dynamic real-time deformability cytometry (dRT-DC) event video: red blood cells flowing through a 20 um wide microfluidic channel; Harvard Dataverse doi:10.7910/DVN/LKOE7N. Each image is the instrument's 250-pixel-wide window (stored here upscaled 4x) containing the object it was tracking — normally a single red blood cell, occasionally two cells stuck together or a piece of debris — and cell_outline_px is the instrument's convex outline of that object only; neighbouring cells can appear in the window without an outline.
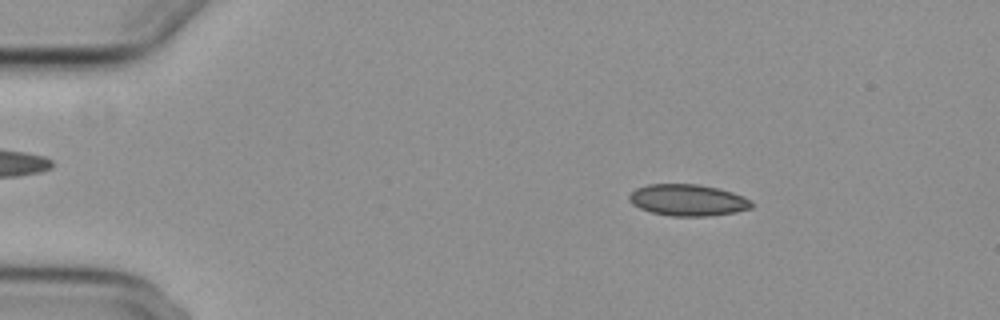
{"species": "common noctule bat (a hibernating species)", "species_latin": "Nyctalus noctula", "temperature_condition": "cold", "stored_images_in_passage": 47, "camera_frame_rate_fps": 3000, "um_per_image_px": 0.085, "animal": {"sex": "female", "body_mass_g": 29.2, "forearm_length_mm": 56.3}, "frame": {"image": 1, "passage_image": 1, "time_ms": 0.0, "image_size_px": [1000, 320], "cell_outline_px": [[756, 204], [752, 208], [736, 212], [708, 216], [672, 216], [652, 212], [640, 208], [632, 204], [628, 200], [628, 196], [636, 188], [648, 184], [700, 184], [720, 188], [744, 196], [752, 200]], "centroid_in_image_um": [58.51, 17.0], "position_along_channel_um": 26.5, "area_um2": 22.77}}
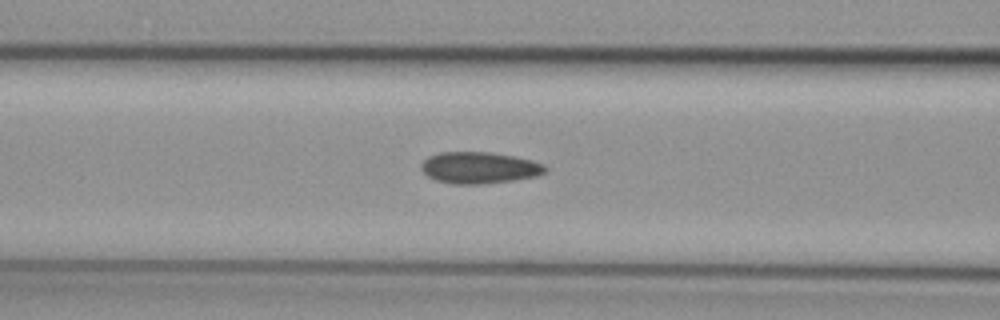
{"frame": {"image": 2, "passage_image": 15, "time_ms": 4.667, "image_size_px": [1000, 320], "cell_outline_px": [[548, 168], [540, 176], [484, 184], [452, 184], [436, 180], [428, 176], [420, 168], [420, 164], [428, 156], [440, 152], [488, 152], [512, 156], [532, 160], [544, 164]], "centroid_in_image_um": [40.74, 14.26], "position_along_channel_um": 125.9, "area_um2": 22.89}}
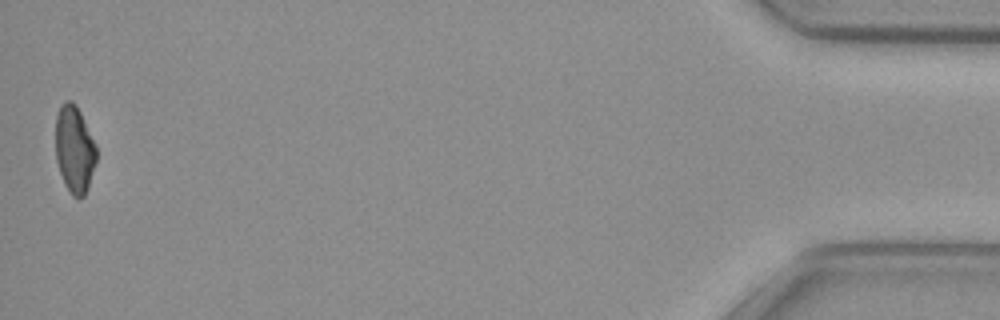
{"frame": {"image": 3, "passage_image": 47, "time_ms": 15.333, "image_size_px": [1000, 320], "cell_outline_px": [[96, 160], [88, 188], [84, 196], [72, 196], [64, 184], [56, 160], [56, 116], [60, 104], [64, 100], [72, 100], [76, 104], [96, 144]], "centroid_in_image_um": [6.32, 12.66], "position_along_channel_um": 428.9, "area_um2": 20.75}, "authors_computed_cell_mechanics": {"area_um2": 22.1952, "velocity_mm_per_s": 3.7196, "shape_relaxation_time_tau1_ms": null, "shape_relaxation_time_tau2_ms": 5.208, "deformation_change_tau1": null, "deformation_change_tau2": 0.1029}}